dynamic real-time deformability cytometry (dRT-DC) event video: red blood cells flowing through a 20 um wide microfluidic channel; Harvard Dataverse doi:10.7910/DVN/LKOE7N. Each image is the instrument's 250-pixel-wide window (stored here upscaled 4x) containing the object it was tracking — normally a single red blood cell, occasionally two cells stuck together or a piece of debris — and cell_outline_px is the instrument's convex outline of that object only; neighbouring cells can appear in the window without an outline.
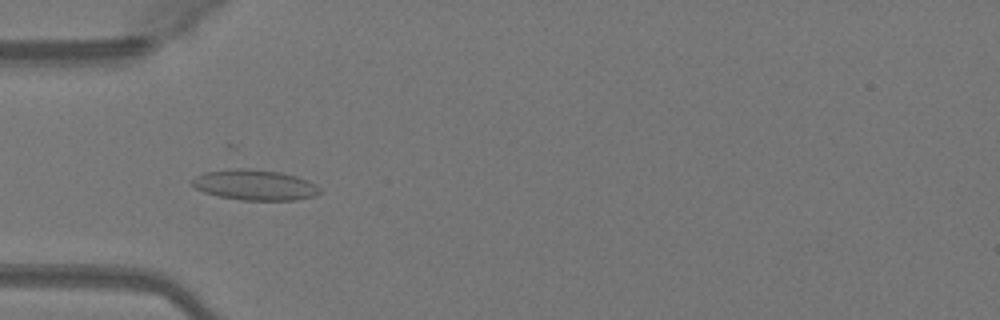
{"species": "Egyptian fruit bat (a non-hibernating species)", "species_latin": "Rousettus aegyptiacus", "temperature_condition": "warm", "stored_images_in_passage": 42, "camera_frame_rate_fps": 3000, "um_per_image_px": 0.085, "animal": {"sex": "female"}, "frame": {"image": 1, "passage_image": 8, "time_ms": 2.333, "image_size_px": [1000, 320], "cell_outline_px": [[320, 192], [316, 196], [296, 200], [240, 200], [220, 196], [204, 192], [196, 188], [192, 184], [192, 180], [196, 176], [204, 172], [236, 168], [244, 168], [280, 172], [296, 176], [308, 180], [316, 184], [320, 188]], "centroid_in_image_um": [21.69, 15.72], "position_along_channel_um": 63.3, "area_um2": 22.66}}
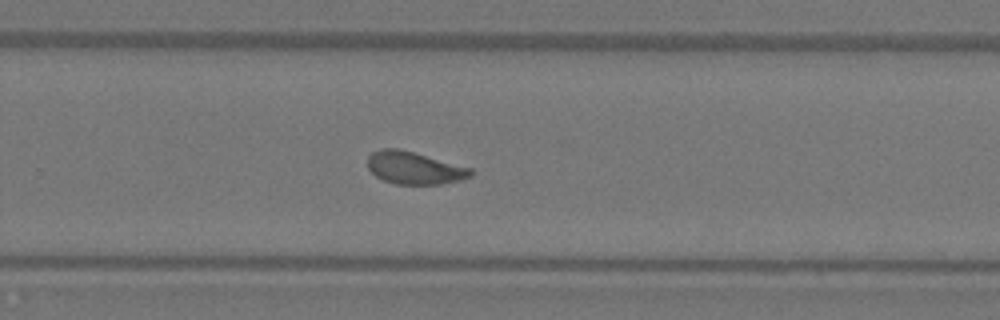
{"frame": {"image": 2, "passage_image": 25, "time_ms": 8.0, "image_size_px": [1000, 320], "cell_outline_px": [[472, 176], [460, 180], [440, 184], [396, 184], [384, 180], [376, 176], [368, 168], [368, 156], [372, 152], [380, 148], [396, 148], [412, 152], [472, 168]], "centroid_in_image_um": [35.2, 14.27], "position_along_channel_um": 294.6, "area_um2": 19.31}}
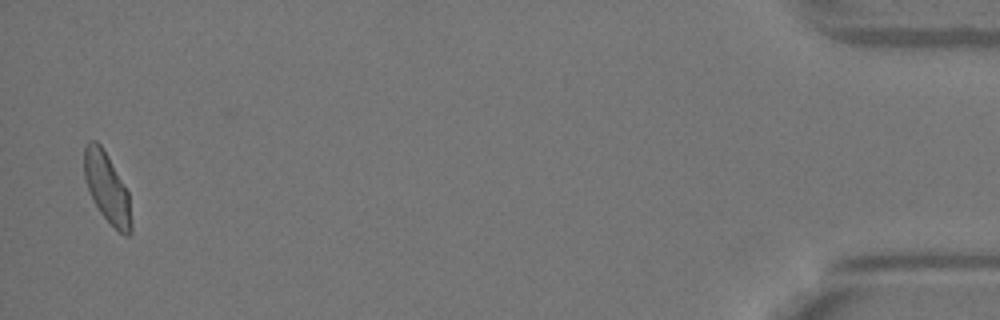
{"frame": {"image": 3, "passage_image": 41, "time_ms": 13.333, "image_size_px": [1000, 320], "cell_outline_px": [[132, 232], [128, 236], [124, 236], [100, 212], [88, 188], [84, 176], [84, 148], [88, 140], [96, 140], [100, 144], [108, 156], [128, 192], [132, 224]], "centroid_in_image_um": [9.1, 15.95], "position_along_channel_um": 426.1, "area_um2": 18.84}}